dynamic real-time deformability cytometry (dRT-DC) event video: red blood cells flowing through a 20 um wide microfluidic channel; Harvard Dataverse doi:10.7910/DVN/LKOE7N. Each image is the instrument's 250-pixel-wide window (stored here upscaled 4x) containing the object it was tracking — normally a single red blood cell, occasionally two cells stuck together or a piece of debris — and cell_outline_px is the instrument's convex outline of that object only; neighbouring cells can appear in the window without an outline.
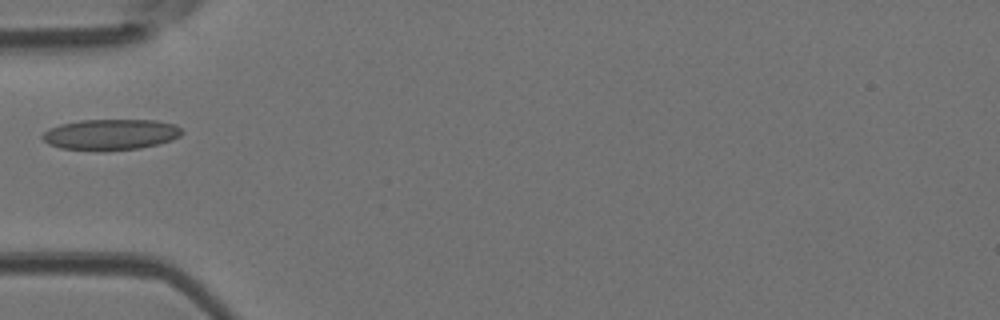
{"species": "Egyptian fruit bat (a non-hibernating species)", "species_latin": "Rousettus aegyptiacus", "temperature_condition": "room temperature", "stored_images_in_passage": 2, "camera_frame_rate_fps": 3000, "um_per_image_px": 0.085, "animal": {"sex": "female"}, "frame": {"image": 1, "passage_image": 1, "time_ms": 0.0, "image_size_px": [1000, 320], "cell_outline_px": [[184, 132], [180, 136], [172, 140], [140, 148], [104, 152], [60, 148], [48, 144], [40, 136], [48, 128], [60, 124], [80, 120], [156, 120], [176, 124]], "centroid_in_image_um": [9.39, 11.44], "position_along_channel_um": 75.6, "area_um2": 25.49}}
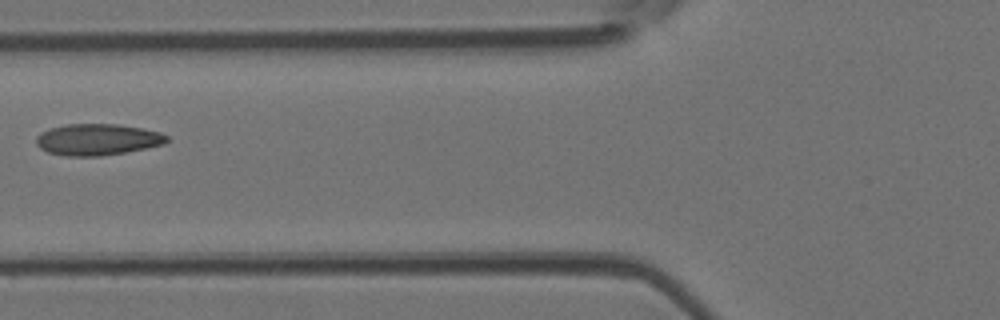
{"frame": {"image": 2, "passage_image": 2, "time_ms": 0.333, "image_size_px": [1000, 320], "cell_outline_px": [[168, 140], [164, 144], [124, 152], [100, 156], [64, 156], [48, 152], [40, 148], [36, 144], [36, 136], [52, 128], [68, 124], [116, 124], [140, 128], [160, 132], [168, 136]], "centroid_in_image_um": [8.28, 11.86], "position_along_channel_um": 117.5, "area_um2": 23.64}}